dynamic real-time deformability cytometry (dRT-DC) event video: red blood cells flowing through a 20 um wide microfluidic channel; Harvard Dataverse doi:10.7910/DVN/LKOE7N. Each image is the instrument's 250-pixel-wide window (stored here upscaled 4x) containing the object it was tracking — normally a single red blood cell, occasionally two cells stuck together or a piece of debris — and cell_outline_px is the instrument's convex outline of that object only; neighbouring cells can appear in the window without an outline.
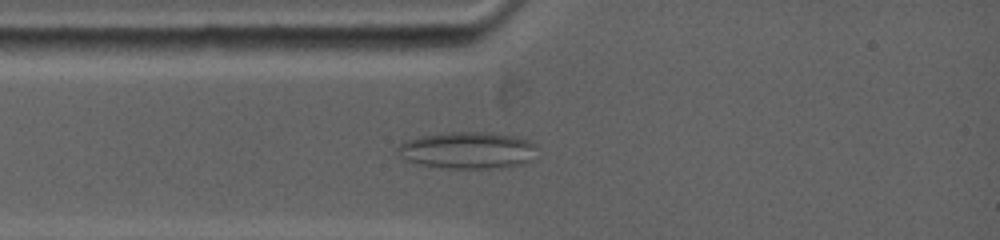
{"species": "common noctule bat (a hibernating species)", "species_latin": "Nyctalus noctula", "temperature_condition": "warm", "stored_images_in_passage": 39, "camera_frame_rate_fps": 5000, "um_per_image_px": 0.085, "animal": {"sex": "female", "body_mass_g": 19.0, "forearm_length_mm": 53.3}, "frame": {"image": 1, "passage_image": 7, "time_ms": 2.2, "image_size_px": [1000, 240], "cell_outline_px": [[536, 144], [532, 160], [520, 164], [500, 168], [448, 168], [420, 164], [408, 160], [400, 156], [396, 152], [396, 148], [400, 144], [408, 140], [420, 136], [448, 132], [480, 132], [512, 136], [528, 140]], "centroid_in_image_um": [39.73, 12.77], "position_along_channel_um": 45.3, "area_um2": 29.59}}
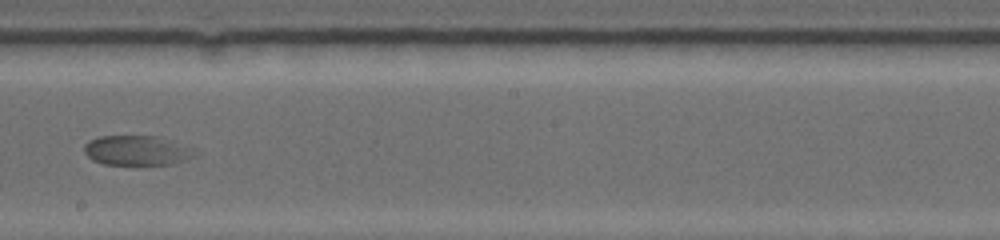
{"frame": {"image": 2, "passage_image": 17, "time_ms": 7.4, "image_size_px": [1000, 240], "cell_outline_px": [[200, 152], [184, 160], [172, 164], [136, 168], [104, 164], [92, 160], [84, 152], [84, 144], [88, 140], [100, 136], [156, 136]], "centroid_in_image_um": [11.57, 12.85], "position_along_channel_um": 236.6, "area_um2": 19.83}}
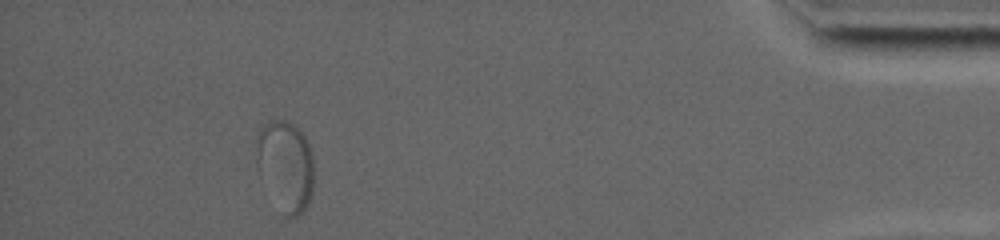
{"frame": {"image": 3, "passage_image": 35, "time_ms": 14.2, "image_size_px": [1000, 240], "cell_outline_px": [[312, 192], [308, 204], [296, 216], [288, 216], [256, 160], [256, 140], [260, 128], [264, 124], [272, 120], [288, 120], [304, 136], [308, 144], [312, 156]], "centroid_in_image_um": [24.31, 13.94], "position_along_channel_um": 410.9, "area_um2": 28.26}}